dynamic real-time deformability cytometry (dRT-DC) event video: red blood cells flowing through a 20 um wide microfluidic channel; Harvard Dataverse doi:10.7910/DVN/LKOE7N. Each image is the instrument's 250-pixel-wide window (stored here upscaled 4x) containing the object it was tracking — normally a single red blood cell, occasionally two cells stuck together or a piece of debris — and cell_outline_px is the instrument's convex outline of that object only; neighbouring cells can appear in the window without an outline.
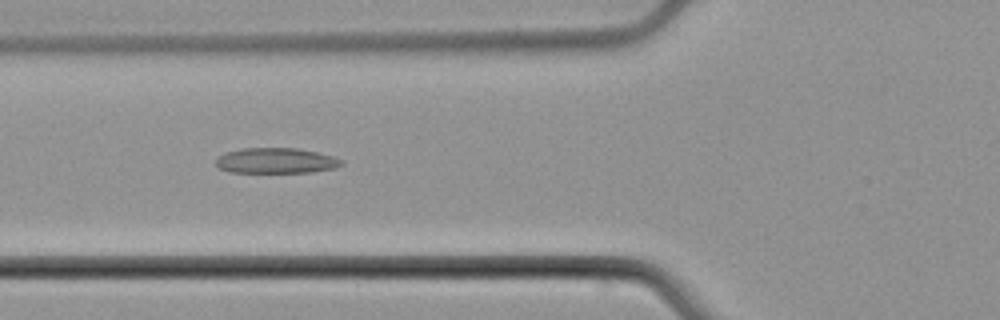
{"species": "common noctule bat (a hibernating species)", "species_latin": "Nyctalus noctula", "temperature_condition": "cold", "stored_images_in_passage": 7, "camera_frame_rate_fps": 3000, "um_per_image_px": 0.085, "animal": {"sex": "male", "body_mass_g": 21.5, "forearm_length_mm": 52.0}, "frame": {"image": 1, "passage_image": 5, "time_ms": 5.0, "image_size_px": [1000, 320], "cell_outline_px": [[344, 164], [336, 168], [312, 172], [228, 172], [220, 168], [216, 164], [216, 160], [224, 152], [240, 148], [296, 148], [316, 152], [332, 156], [344, 160]], "centroid_in_image_um": [23.48, 13.65], "position_along_channel_um": 102.3, "area_um2": 18.67}}
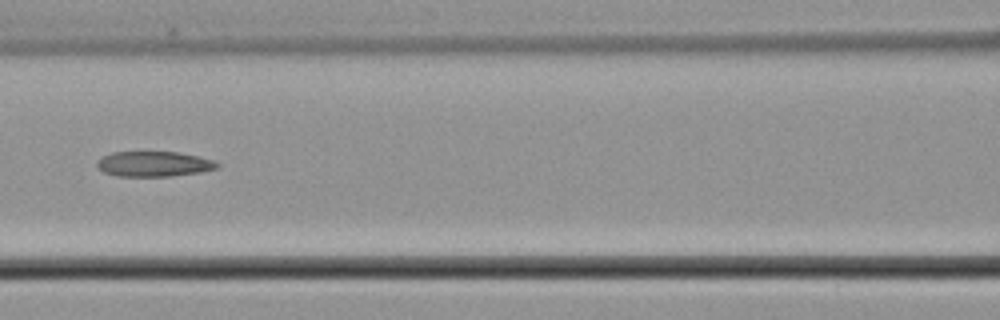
{"frame": {"image": 2, "passage_image": 6, "time_ms": 6.333, "image_size_px": [1000, 320], "cell_outline_px": [[220, 164], [216, 168], [200, 172], [172, 176], [120, 176], [104, 172], [96, 164], [104, 156], [112, 152], [180, 152], [212, 160]], "centroid_in_image_um": [13.1, 13.93], "position_along_channel_um": 153.5, "area_um2": 17.34}}
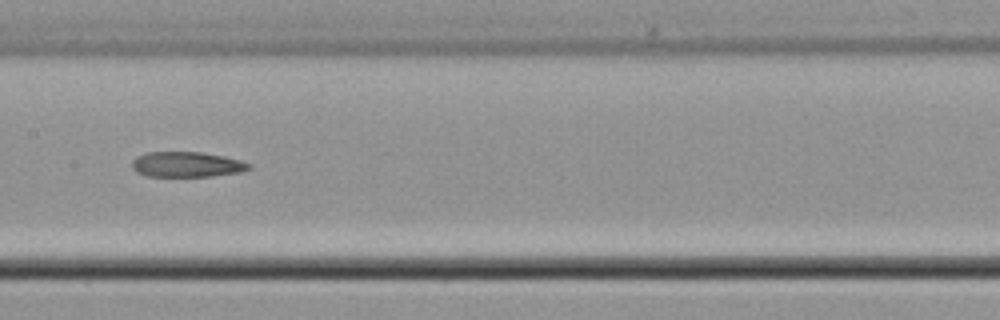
{"frame": {"image": 3, "passage_image": 7, "time_ms": 7.333, "image_size_px": [1000, 320], "cell_outline_px": [[252, 168], [240, 172], [212, 176], [148, 176], [136, 172], [132, 168], [132, 160], [136, 156], [148, 152], [200, 152], [224, 156], [240, 160], [252, 164]], "centroid_in_image_um": [15.88, 13.97], "position_along_channel_um": 191.5, "area_um2": 17.28}}